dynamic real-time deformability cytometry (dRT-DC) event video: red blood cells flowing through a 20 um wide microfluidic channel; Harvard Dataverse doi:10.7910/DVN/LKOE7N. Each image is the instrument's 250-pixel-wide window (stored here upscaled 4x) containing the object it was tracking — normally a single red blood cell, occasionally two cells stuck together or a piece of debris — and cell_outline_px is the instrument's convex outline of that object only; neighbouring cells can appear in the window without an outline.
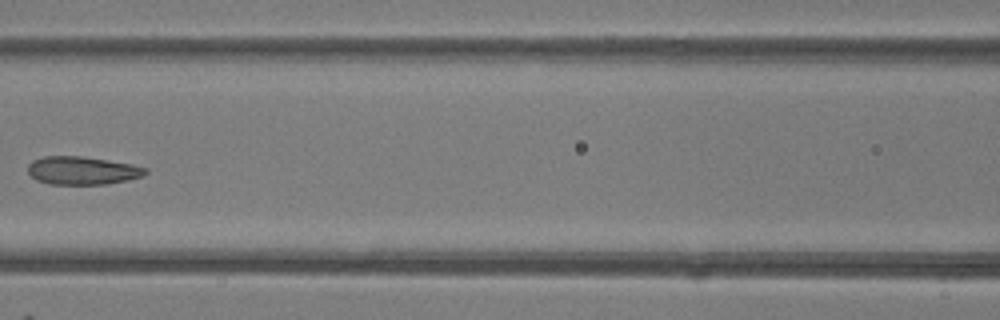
{"species": "common noctule bat (a hibernating species)", "species_latin": "Nyctalus noctula", "temperature_condition": "room temperature", "stored_images_in_passage": 7, "camera_frame_rate_fps": 3000, "um_per_image_px": 0.085, "animal": {"sex": "female"}, "frame": {"image": 1, "passage_image": 6, "time_ms": 6.667, "image_size_px": [1000, 320], "cell_outline_px": [[148, 172], [144, 176], [128, 180], [108, 184], [48, 184], [36, 180], [28, 172], [28, 164], [32, 160], [44, 156], [80, 156], [132, 164], [148, 168]], "centroid_in_image_um": [7.01, 14.5], "position_along_channel_um": 159.6, "area_um2": 19.36}}
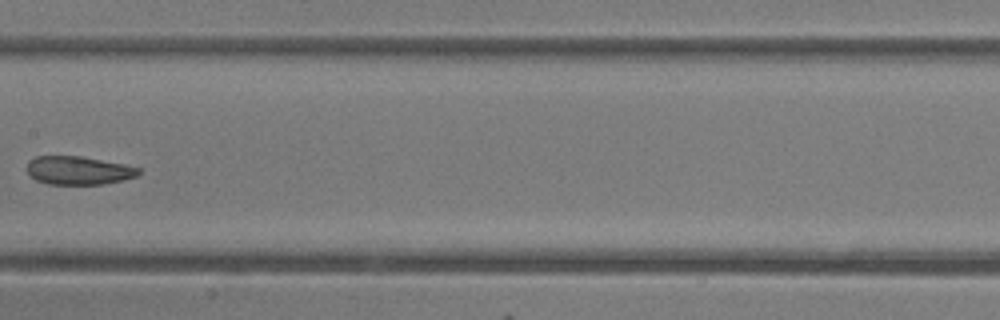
{"frame": {"image": 2, "passage_image": 7, "time_ms": 7.667, "image_size_px": [1000, 320], "cell_outline_px": [[140, 172], [136, 176], [124, 180], [100, 184], [48, 184], [36, 180], [28, 172], [28, 160], [36, 156], [80, 156], [124, 164], [140, 168]], "centroid_in_image_um": [6.67, 14.48], "position_along_channel_um": 200.7, "area_um2": 18.32}}